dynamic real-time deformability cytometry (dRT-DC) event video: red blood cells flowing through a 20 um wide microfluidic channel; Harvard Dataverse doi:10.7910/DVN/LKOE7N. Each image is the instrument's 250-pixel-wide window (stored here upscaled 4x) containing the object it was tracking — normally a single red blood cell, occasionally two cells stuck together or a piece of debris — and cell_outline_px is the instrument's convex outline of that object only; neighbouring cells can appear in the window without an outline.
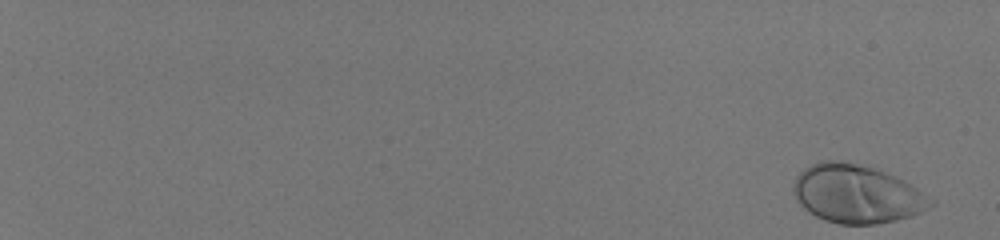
{"species": "human", "species_latin": "Homo sapiens", "temperature_condition": "room temperature", "stored_images_in_passage": 55, "camera_frame_rate_fps": 3000, "um_per_image_px": 0.085, "donor": {"sex": "male"}, "frame": {"image": 1, "passage_image": 1, "time_ms": 0.0, "image_size_px": [1000, 240], "cell_outline_px": [[936, 204], [920, 212], [896, 220], [876, 224], [840, 224], [824, 220], [808, 212], [796, 200], [792, 192], [792, 188], [796, 176], [804, 168], [820, 160], [840, 160], [872, 168], [892, 176], [916, 188], [936, 200]], "centroid_in_image_um": [72.77, 16.49], "position_along_channel_um": 12.2, "area_um2": 46.36}}
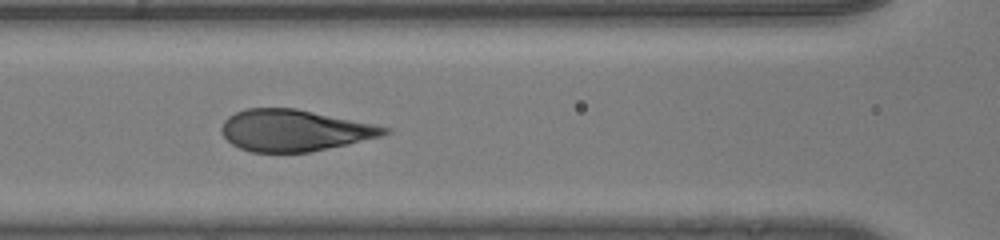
{"frame": {"image": 2, "passage_image": 30, "time_ms": 9.667, "image_size_px": [1000, 240], "cell_outline_px": [[392, 132], [384, 136], [348, 144], [308, 152], [252, 152], [240, 148], [232, 144], [220, 132], [220, 128], [224, 120], [228, 116], [244, 108], [296, 108], [392, 128]], "centroid_in_image_um": [25.02, 11.08], "position_along_channel_um": 141.6, "area_um2": 39.48}}
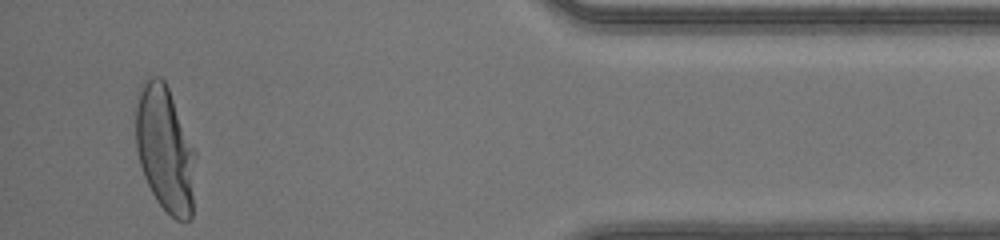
{"frame": {"image": 3, "passage_image": 53, "time_ms": 17.333, "image_size_px": [1000, 240], "cell_outline_px": [[196, 152], [192, 216], [188, 220], [176, 220], [156, 200], [144, 176], [140, 164], [136, 148], [136, 96], [140, 84], [144, 80], [152, 76], [160, 76], [164, 80], [168, 88]], "centroid_in_image_um": [14.02, 12.64], "position_along_channel_um": 421.2, "area_um2": 43.93}, "authors_computed_cell_mechanics": {"area_um2": 41.9628, "velocity_mm_per_s": 4.1187, "shape_relaxation_time_tau1_ms": 3.0551, "shape_relaxation_time_tau2_ms": null, "deformation_change_tau1": 0.2062, "deformation_change_tau2": null}}